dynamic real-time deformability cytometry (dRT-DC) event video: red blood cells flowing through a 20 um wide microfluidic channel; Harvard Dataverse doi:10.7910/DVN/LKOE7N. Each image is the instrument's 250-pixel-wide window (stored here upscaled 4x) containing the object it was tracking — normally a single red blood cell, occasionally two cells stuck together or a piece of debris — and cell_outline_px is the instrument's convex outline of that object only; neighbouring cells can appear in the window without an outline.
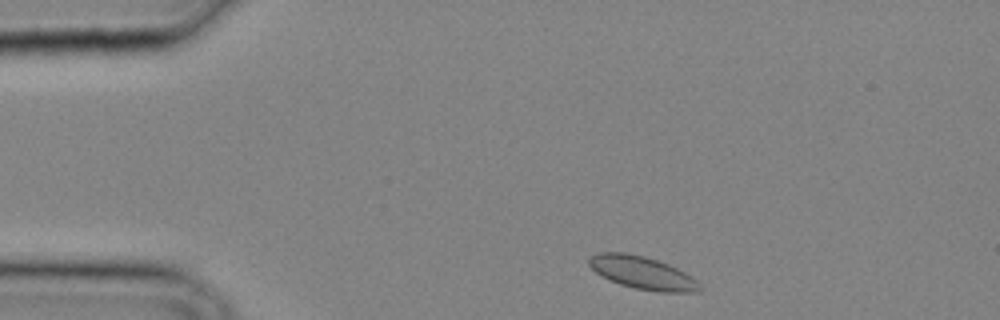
{"species": "common noctule bat (a hibernating species)", "species_latin": "Nyctalus noctula", "temperature_condition": "cold", "stored_images_in_passage": 29, "camera_frame_rate_fps": 3000, "um_per_image_px": 0.085, "animal": {"sex": "male", "body_mass_g": 20.4}, "frame": {"image": 1, "passage_image": 2, "time_ms": 0.333, "image_size_px": [1000, 320], "cell_outline_px": [[700, 292], [656, 292], [636, 288], [620, 284], [608, 280], [596, 272], [588, 264], [588, 260], [592, 256], [600, 252], [624, 252], [644, 256], [668, 264], [692, 276], [696, 280], [700, 288]], "centroid_in_image_um": [54.59, 23.19], "position_along_channel_um": 30.4, "area_um2": 20.98}}
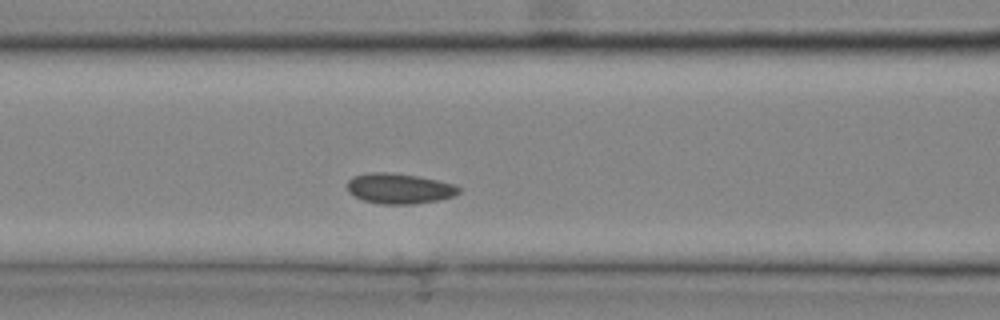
{"frame": {"image": 2, "passage_image": 10, "time_ms": 3.0, "image_size_px": [1000, 320], "cell_outline_px": [[460, 192], [452, 196], [436, 200], [412, 204], [380, 204], [364, 200], [348, 192], [348, 180], [352, 176], [368, 172], [392, 172], [416, 176], [436, 180], [452, 184], [460, 188]], "centroid_in_image_um": [33.89, 16.01], "position_along_channel_um": 132.7, "area_um2": 19.54}}
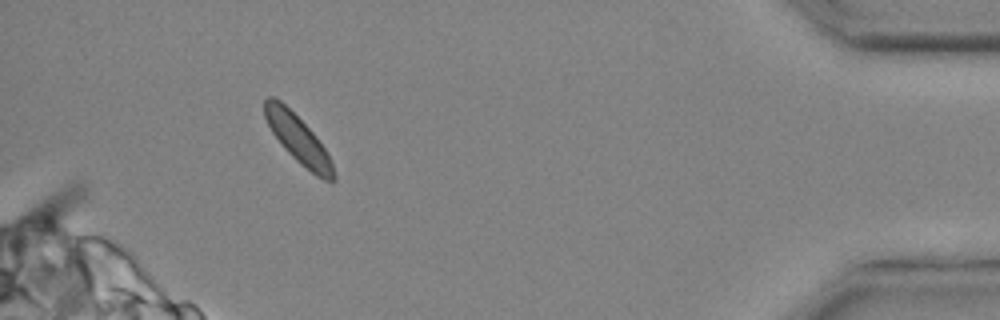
{"frame": {"image": 3, "passage_image": 27, "time_ms": 8.667, "image_size_px": [1000, 320], "cell_outline_px": [[336, 180], [324, 180], [316, 176], [300, 164], [284, 148], [272, 132], [264, 116], [264, 100], [268, 96], [272, 96], [280, 100], [316, 136], [324, 148], [332, 164], [336, 176]], "centroid_in_image_um": [25.32, 11.84], "position_along_channel_um": 409.9, "area_um2": 18.79}}